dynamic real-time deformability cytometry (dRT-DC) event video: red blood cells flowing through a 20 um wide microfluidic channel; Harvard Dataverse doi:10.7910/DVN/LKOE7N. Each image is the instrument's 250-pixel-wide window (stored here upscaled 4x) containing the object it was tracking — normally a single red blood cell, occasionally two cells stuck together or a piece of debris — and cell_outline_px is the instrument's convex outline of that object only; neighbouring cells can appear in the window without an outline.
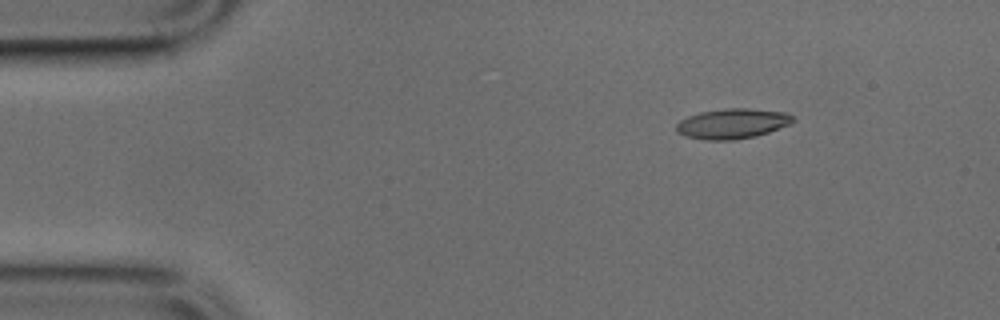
{"species": "common noctule bat (a hibernating species)", "species_latin": "Nyctalus noctula", "temperature_condition": "cold", "stored_images_in_passage": 43, "camera_frame_rate_fps": 3000, "um_per_image_px": 0.085, "animal": {"sex": "male", "body_mass_g": 17.9, "forearm_length_mm": 54.2}, "frame": {"image": 1, "passage_image": 1, "time_ms": 0.0, "image_size_px": [1000, 320], "cell_outline_px": [[796, 120], [788, 124], [768, 132], [756, 136], [732, 140], [704, 140], [684, 136], [676, 132], [676, 124], [680, 120], [688, 116], [700, 112], [728, 108], [748, 108], [788, 112]], "centroid_in_image_um": [62.23, 10.51], "position_along_channel_um": 22.8, "area_um2": 20.52}}
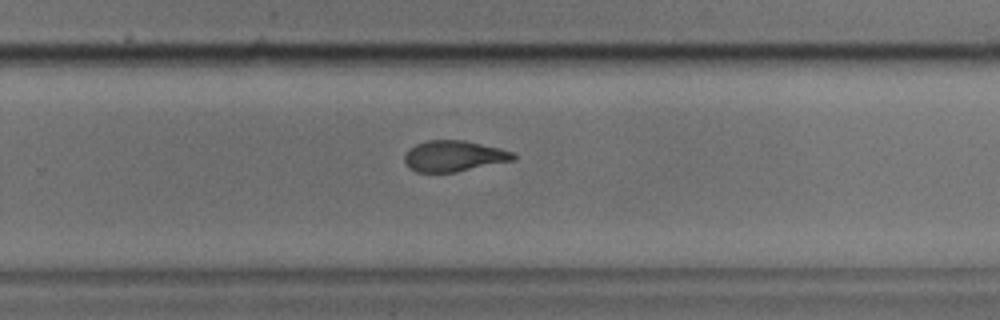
{"frame": {"image": 2, "passage_image": 26, "time_ms": 8.333, "image_size_px": [1000, 320], "cell_outline_px": [[516, 160], [456, 172], [416, 172], [408, 168], [404, 164], [404, 156], [408, 148], [416, 144], [428, 140], [464, 140], [500, 148], [512, 152], [516, 156]], "centroid_in_image_um": [38.55, 13.27], "position_along_channel_um": 291.2, "area_um2": 19.83}}
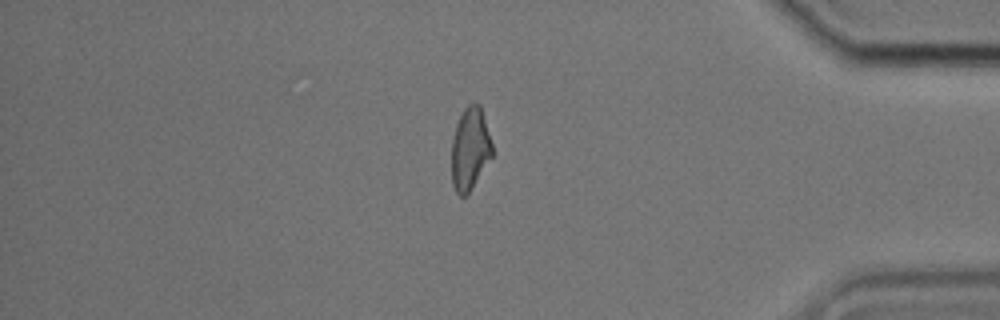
{"frame": {"image": 3, "passage_image": 36, "time_ms": 11.667, "image_size_px": [1000, 320], "cell_outline_px": [[492, 156], [468, 192], [464, 196], [460, 196], [456, 192], [452, 184], [452, 140], [456, 124], [464, 108], [472, 100], [476, 100], [480, 104], [492, 144]], "centroid_in_image_um": [39.94, 12.58], "position_along_channel_um": 395.3, "area_um2": 19.36}}